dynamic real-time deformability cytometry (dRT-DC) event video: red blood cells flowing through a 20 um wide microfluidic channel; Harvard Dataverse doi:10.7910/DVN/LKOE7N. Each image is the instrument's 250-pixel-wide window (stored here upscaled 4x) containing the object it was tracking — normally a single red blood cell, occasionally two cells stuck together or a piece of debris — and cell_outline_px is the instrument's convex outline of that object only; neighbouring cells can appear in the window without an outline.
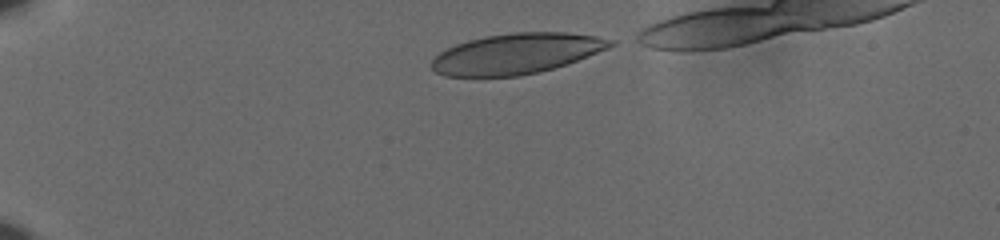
{"species": "human", "species_latin": "Homo sapiens", "temperature_condition": "cold", "stored_images_in_passage": 37, "camera_frame_rate_fps": 3000, "um_per_image_px": 0.085, "donor": {"sex": "male"}, "frame": {"image": 1, "passage_image": 1, "time_ms": 0.0, "image_size_px": [1000, 240], "cell_outline_px": [[616, 44], [608, 48], [576, 60], [540, 72], [520, 76], [444, 76], [436, 72], [432, 68], [432, 60], [440, 52], [456, 44], [468, 40], [484, 36], [512, 32], [568, 32], [596, 36], [616, 40]], "centroid_in_image_um": [43.91, 4.55], "position_along_channel_um": 41.1, "area_um2": 42.02}}
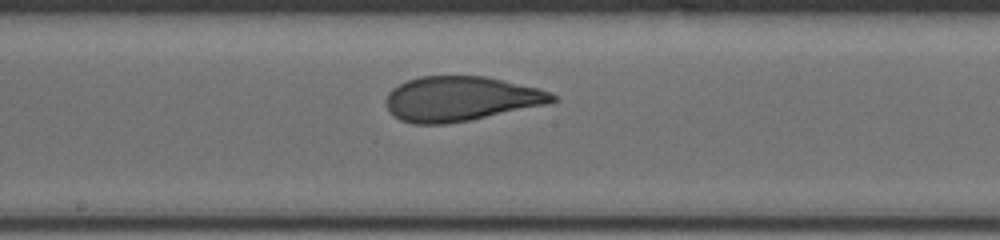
{"frame": {"image": 2, "passage_image": 20, "time_ms": 6.333, "image_size_px": [1000, 240], "cell_outline_px": [[560, 100], [548, 104], [472, 120], [444, 124], [412, 124], [400, 120], [392, 116], [388, 112], [384, 100], [388, 92], [392, 88], [408, 80], [420, 76], [484, 76], [540, 88], [556, 96]], "centroid_in_image_um": [39.14, 8.41], "position_along_channel_um": 209.1, "area_um2": 43.81}}
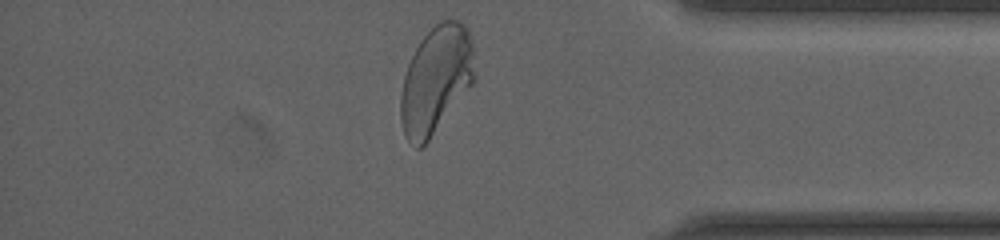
{"frame": {"image": 3, "passage_image": 37, "time_ms": 12.0, "image_size_px": [1000, 240], "cell_outline_px": [[472, 84], [428, 140], [420, 148], [416, 148], [408, 140], [404, 132], [400, 116], [400, 96], [404, 76], [408, 64], [420, 40], [440, 20], [460, 20], [468, 28], [472, 44]], "centroid_in_image_um": [37.02, 6.76], "position_along_channel_um": 398.2, "area_um2": 45.37}, "authors_computed_cell_mechanics": {"area_um2": 43.5812, "velocity_mm_per_s": 3.6132, "shape_relaxation_time_tau1_ms": 5.3829, "shape_relaxation_time_tau2_ms": 0.783, "deformation_change_tau1": 0.1774, "deformation_change_tau2": 0.0685}}